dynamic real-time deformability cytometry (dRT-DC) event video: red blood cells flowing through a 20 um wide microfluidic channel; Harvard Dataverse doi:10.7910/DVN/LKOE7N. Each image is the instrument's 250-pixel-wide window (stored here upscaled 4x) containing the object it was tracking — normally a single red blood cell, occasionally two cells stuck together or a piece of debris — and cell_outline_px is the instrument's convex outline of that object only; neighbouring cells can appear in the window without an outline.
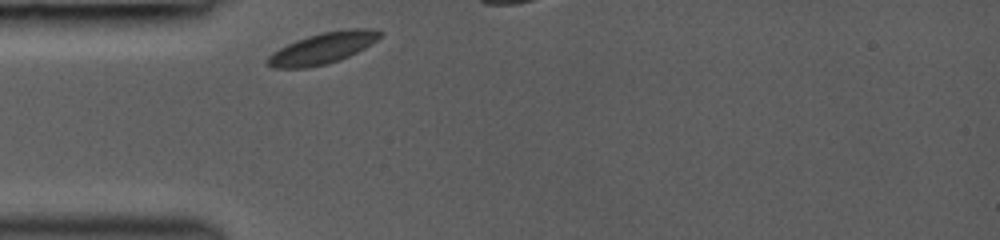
{"species": "common noctule bat (a hibernating species)", "species_latin": "Nyctalus noctula", "temperature_condition": "room temperature", "stored_images_in_passage": 1, "camera_frame_rate_fps": 3000, "um_per_image_px": 0.085, "animal": {"sex": "female", "body_mass_g": 19.0, "forearm_length_mm": 53.3}, "frame": {"image": 1, "passage_image": 1, "time_ms": 0.0, "image_size_px": [1000, 240], "cell_outline_px": [[384, 32], [376, 40], [364, 48], [340, 60], [324, 64], [304, 68], [272, 68], [264, 60], [272, 52], [296, 40], [308, 36], [324, 32], [348, 28], [376, 28]], "centroid_in_image_um": [27.43, 4.08], "position_along_channel_um": 57.6, "area_um2": 20.35}}